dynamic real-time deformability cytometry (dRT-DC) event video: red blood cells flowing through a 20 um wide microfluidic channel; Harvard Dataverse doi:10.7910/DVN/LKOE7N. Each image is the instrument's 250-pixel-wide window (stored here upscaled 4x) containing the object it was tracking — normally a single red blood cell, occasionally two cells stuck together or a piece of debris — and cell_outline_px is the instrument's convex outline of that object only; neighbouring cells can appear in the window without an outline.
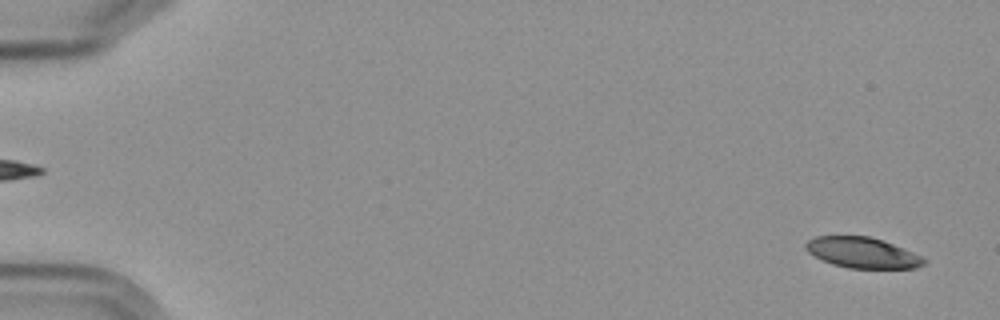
{"species": "Egyptian fruit bat (a non-hibernating species)", "species_latin": "Rousettus aegyptiacus", "temperature_condition": "cold", "stored_images_in_passage": 7, "segment_of_instrument_passage": [2, 2], "camera_frame_rate_fps": 3000, "um_per_image_px": 0.085, "frame": {"image": 1, "passage_image": 7, "time_ms": 7.0, "image_size_px": [1000, 320], "cell_outline_px": [[928, 260], [924, 264], [916, 268], [848, 268], [832, 264], [808, 252], [804, 248], [804, 244], [808, 240], [816, 236], [868, 236], [884, 240], [912, 252]], "centroid_in_image_um": [73.3, 21.47], "position_along_channel_um": 11.7, "area_um2": 21.04}}